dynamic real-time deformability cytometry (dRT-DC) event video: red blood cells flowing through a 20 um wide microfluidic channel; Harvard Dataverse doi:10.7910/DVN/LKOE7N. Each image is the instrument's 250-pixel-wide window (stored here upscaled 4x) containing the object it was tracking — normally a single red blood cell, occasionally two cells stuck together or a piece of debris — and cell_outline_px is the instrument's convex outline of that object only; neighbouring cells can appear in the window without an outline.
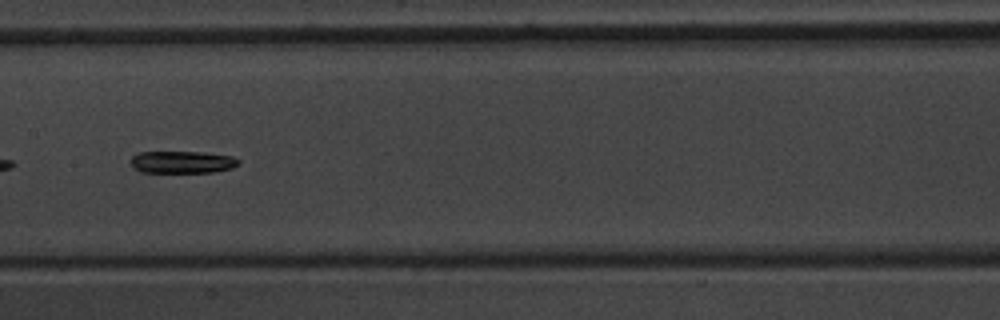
{"species": "common noctule bat (a hibernating species)", "species_latin": "Nyctalus noctula", "temperature_condition": "warm", "stored_images_in_passage": 47, "camera_frame_rate_fps": 3000, "um_per_image_px": 0.085, "animal": {"sex": "male", "body_mass_g": 20.1, "forearm_length_mm": 53.5}, "frame": {"image": 1, "passage_image": 21, "time_ms": 6.667, "image_size_px": [1000, 320], "cell_outline_px": [[240, 164], [232, 168], [212, 172], [140, 172], [132, 168], [132, 156], [136, 152], [200, 152], [232, 156], [240, 160]], "centroid_in_image_um": [15.48, 13.78], "position_along_channel_um": 191.9, "area_um2": 13.99}}
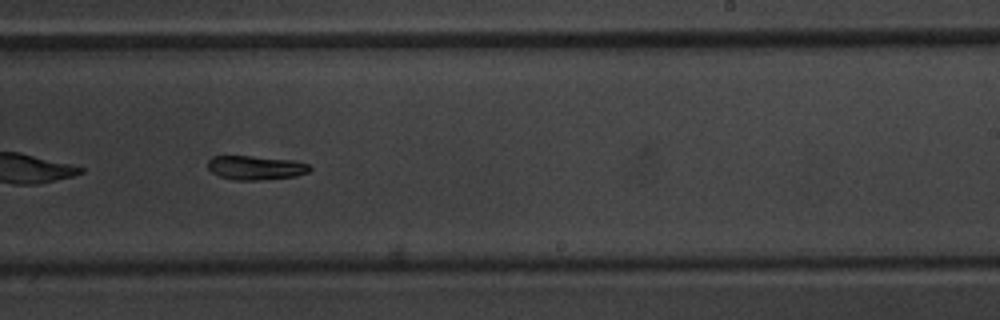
{"frame": {"image": 2, "passage_image": 27, "time_ms": 8.667, "image_size_px": [1000, 320], "cell_outline_px": [[312, 168], [308, 172], [296, 176], [256, 180], [236, 180], [220, 176], [212, 172], [208, 168], [208, 160], [212, 156], [252, 156], [292, 160], [308, 164]], "centroid_in_image_um": [21.72, 14.25], "position_along_channel_um": 267.3, "area_um2": 14.16}}
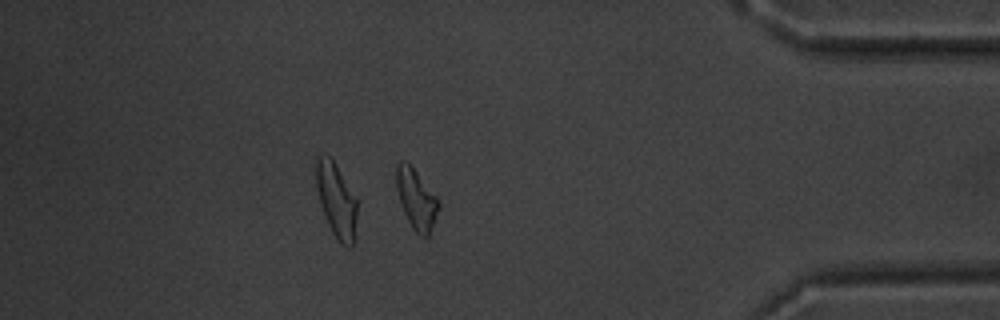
{"frame": {"image": 3, "passage_image": 40, "time_ms": 13.0, "image_size_px": [1000, 320], "cell_outline_px": [[440, 208], [428, 236], [420, 236], [412, 228], [404, 212], [396, 188], [396, 164], [400, 160], [404, 160], [416, 172], [436, 196], [440, 204]], "centroid_in_image_um": [35.38, 16.93], "position_along_channel_um": 399.8, "area_um2": 14.51}, "authors_computed_cell_mechanics": {"area_um2": 15.0858, "velocity_mm_per_s": 3.7777, "shape_relaxation_time_tau1_ms": 3.1777, "shape_relaxation_time_tau2_ms": null, "deformation_change_tau1": 0.185, "deformation_change_tau2": null}}